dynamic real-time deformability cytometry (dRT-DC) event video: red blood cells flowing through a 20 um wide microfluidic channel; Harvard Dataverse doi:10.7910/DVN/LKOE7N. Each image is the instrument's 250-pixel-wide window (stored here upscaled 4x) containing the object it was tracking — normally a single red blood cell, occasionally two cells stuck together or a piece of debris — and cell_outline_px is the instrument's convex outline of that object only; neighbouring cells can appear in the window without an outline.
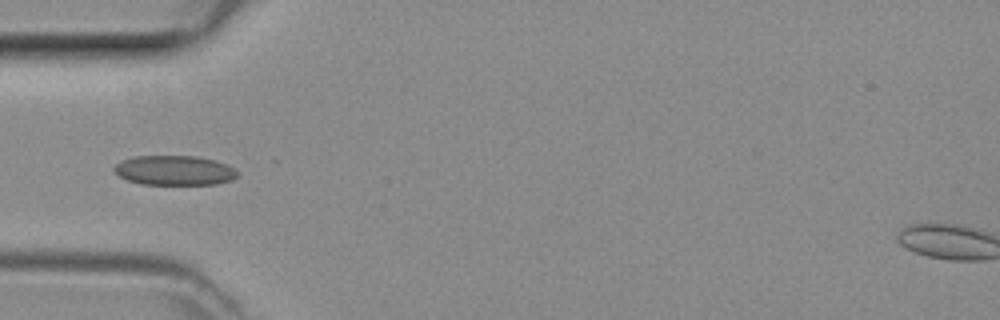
{"species": "common noctule bat (a hibernating species)", "species_latin": "Nyctalus noctula", "temperature_condition": "room temperature", "stored_images_in_passage": 34, "camera_frame_rate_fps": 3000, "um_per_image_px": 0.085, "animal": {"sex": "female", "body_mass_g": 29.2, "forearm_length_mm": 56.3}, "frame": {"image": 1, "passage_image": 2, "time_ms": 0.333, "image_size_px": [1000, 320], "cell_outline_px": [[240, 172], [232, 180], [216, 184], [140, 184], [128, 180], [120, 176], [112, 168], [120, 160], [136, 156], [196, 156], [216, 160]], "centroid_in_image_um": [14.82, 14.48], "position_along_channel_um": 70.2, "area_um2": 21.27}}
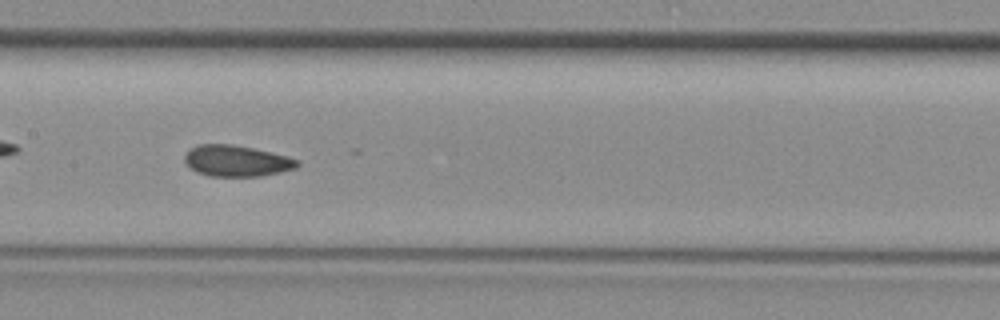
{"frame": {"image": 2, "passage_image": 10, "time_ms": 3.0, "image_size_px": [1000, 320], "cell_outline_px": [[300, 164], [296, 168], [280, 172], [260, 176], [208, 176], [196, 172], [184, 160], [184, 156], [192, 148], [200, 144], [232, 144], [252, 148], [288, 156], [300, 160]], "centroid_in_image_um": [20.14, 13.68], "position_along_channel_um": 187.3, "area_um2": 20.35}}
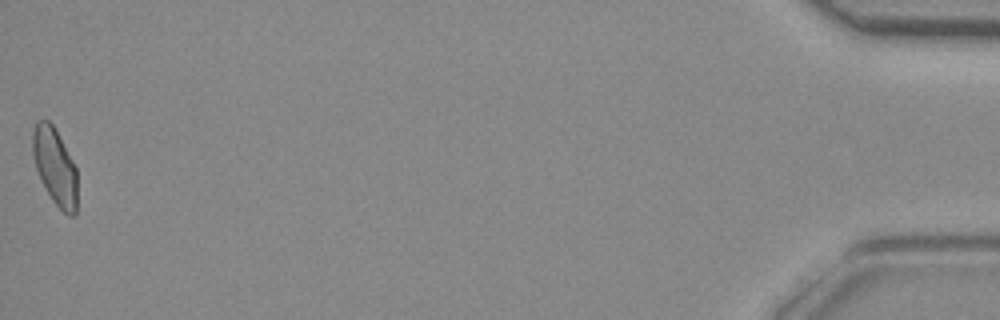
{"frame": {"image": 3, "passage_image": 34, "time_ms": 11.0, "image_size_px": [1000, 320], "cell_outline_px": [[76, 216], [68, 216], [52, 200], [36, 168], [32, 152], [32, 132], [36, 120], [48, 120], [52, 124], [72, 160], [76, 168]], "centroid_in_image_um": [4.66, 14.14], "position_along_channel_um": 430.5, "area_um2": 19.59}}